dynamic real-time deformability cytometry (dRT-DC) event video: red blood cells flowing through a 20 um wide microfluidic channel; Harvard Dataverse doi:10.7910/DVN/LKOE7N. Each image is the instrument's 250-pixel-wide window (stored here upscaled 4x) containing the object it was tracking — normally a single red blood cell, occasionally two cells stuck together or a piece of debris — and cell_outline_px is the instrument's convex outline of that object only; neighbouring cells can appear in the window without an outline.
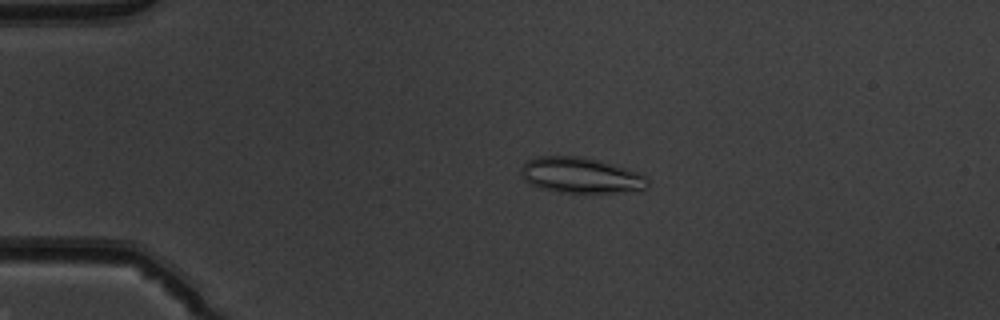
{"species": "common noctule bat (a hibernating species)", "species_latin": "Nyctalus noctula", "temperature_condition": "warm", "stored_images_in_passage": 48, "camera_frame_rate_fps": 3000, "um_per_image_px": 0.085, "animal": {"sex": "male", "body_mass_g": 19.5, "forearm_length_mm": 54.6}, "frame": {"image": 1, "passage_image": 8, "time_ms": 2.333, "image_size_px": [1000, 320], "cell_outline_px": [[648, 188], [612, 192], [560, 192], [540, 188], [528, 184], [524, 180], [520, 172], [524, 164], [528, 160], [536, 156], [580, 156], [596, 160], [640, 172], [648, 180]], "centroid_in_image_um": [49.31, 14.89], "position_along_channel_um": 35.7, "area_um2": 26.01}}
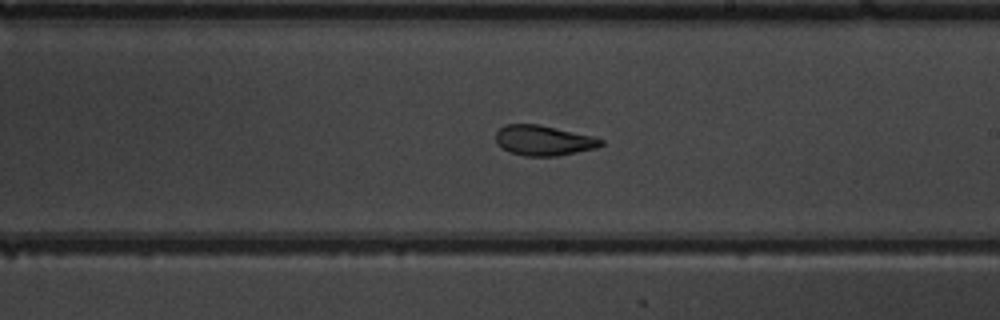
{"frame": {"image": 2, "passage_image": 27, "time_ms": 8.667, "image_size_px": [1000, 320], "cell_outline_px": [[604, 144], [596, 148], [556, 156], [524, 156], [508, 152], [496, 144], [496, 132], [504, 124], [536, 124], [592, 136], [604, 140]], "centroid_in_image_um": [46.16, 11.95], "position_along_channel_um": 242.8, "area_um2": 18.44}}
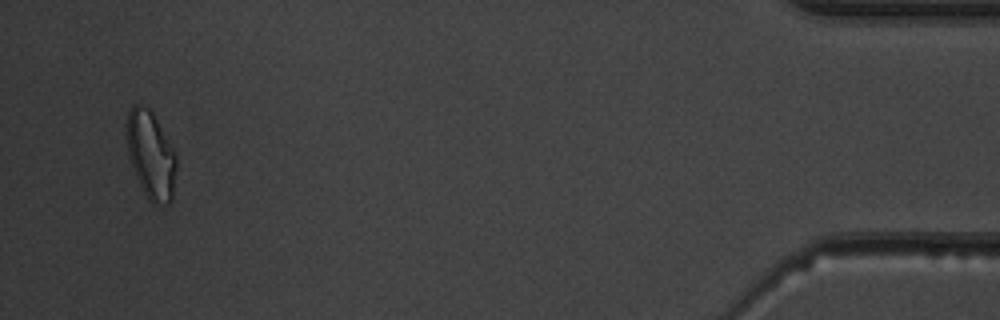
{"frame": {"image": 3, "passage_image": 46, "time_ms": 15.0, "image_size_px": [1000, 320], "cell_outline_px": [[176, 168], [172, 200], [168, 204], [152, 204], [148, 200], [136, 176], [128, 152], [124, 124], [128, 108], [132, 104], [140, 104], [148, 108], [152, 112], [172, 148], [176, 156]], "centroid_in_image_um": [12.78, 13.14], "position_along_channel_um": 422.4, "area_um2": 25.43}, "authors_computed_cell_mechanics": {"area_um2": 20.5768, "velocity_mm_per_s": 4.0074, "shape_relaxation_time_tau1_ms": null, "shape_relaxation_time_tau2_ms": 2.0116, "deformation_change_tau1": null, "deformation_change_tau2": 0.09}}